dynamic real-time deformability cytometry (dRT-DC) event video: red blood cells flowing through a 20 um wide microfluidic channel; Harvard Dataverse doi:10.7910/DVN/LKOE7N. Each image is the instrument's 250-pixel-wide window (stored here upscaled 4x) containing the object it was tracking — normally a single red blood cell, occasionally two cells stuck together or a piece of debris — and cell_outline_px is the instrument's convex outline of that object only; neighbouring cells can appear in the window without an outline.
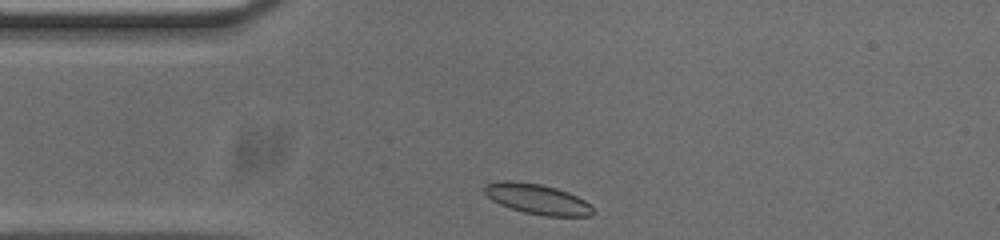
{"species": "common noctule bat (a hibernating species)", "species_latin": "Nyctalus noctula", "temperature_condition": "cold", "stored_images_in_passage": 32, "camera_frame_rate_fps": 3000, "um_per_image_px": 0.085, "animal": {"sex": "male", "body_mass_g": 20.0, "forearm_length_mm": 53.3}, "frame": {"image": 1, "passage_image": 1, "time_ms": 0.0, "image_size_px": [1000, 240], "cell_outline_px": [[592, 212], [588, 216], [544, 216], [524, 212], [500, 204], [492, 200], [484, 192], [484, 184], [500, 180], [512, 180], [540, 184], [556, 188], [568, 192], [592, 204]], "centroid_in_image_um": [45.64, 16.9], "position_along_channel_um": 39.4, "area_um2": 19.07}}
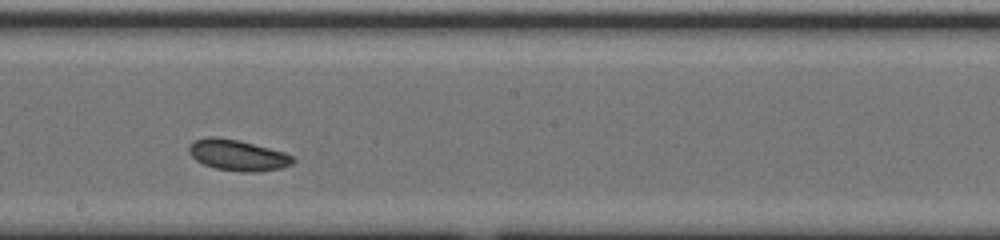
{"frame": {"image": 2, "passage_image": 18, "time_ms": 5.667, "image_size_px": [1000, 240], "cell_outline_px": [[296, 160], [292, 164], [280, 168], [256, 172], [244, 172], [216, 168], [204, 164], [196, 160], [188, 152], [188, 148], [196, 140], [208, 136], [212, 136], [240, 140], [284, 152], [292, 156]], "centroid_in_image_um": [20.22, 13.19], "position_along_channel_um": 228.0, "area_um2": 18.61}}
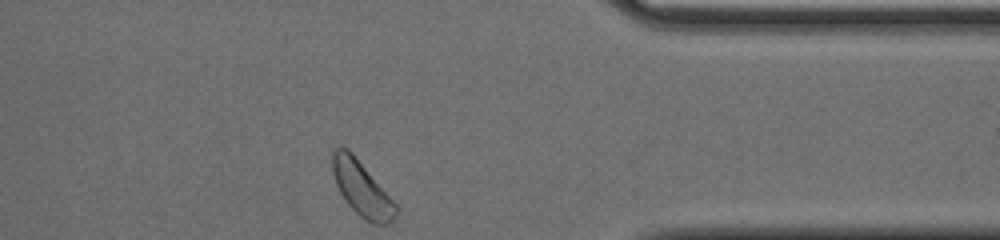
{"frame": {"image": 3, "passage_image": 32, "time_ms": 10.333, "image_size_px": [1000, 240], "cell_outline_px": [[396, 216], [388, 224], [372, 224], [364, 220], [348, 204], [340, 192], [336, 184], [332, 172], [332, 152], [336, 148], [348, 148], [352, 152], [396, 204]], "centroid_in_image_um": [30.73, 16.04], "position_along_channel_um": 380.7, "area_um2": 19.88}, "authors_computed_cell_mechanics": {"area_um2": 18.4671, "velocity_mm_per_s": 3.6656, "shape_relaxation_time_tau1_ms": null, "shape_relaxation_time_tau2_ms": 7.7039, "deformation_change_tau1": null, "deformation_change_tau2": 0.1119}}